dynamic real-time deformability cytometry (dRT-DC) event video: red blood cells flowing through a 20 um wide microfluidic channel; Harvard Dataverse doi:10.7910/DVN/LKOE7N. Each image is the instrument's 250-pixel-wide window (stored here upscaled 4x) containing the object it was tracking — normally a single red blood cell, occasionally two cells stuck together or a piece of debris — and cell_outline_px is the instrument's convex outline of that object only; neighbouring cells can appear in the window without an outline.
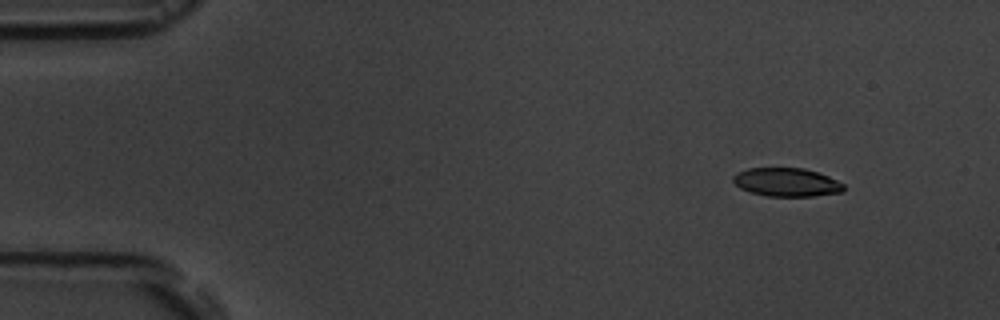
{"species": "common noctule bat (a hibernating species)", "species_latin": "Nyctalus noctula", "temperature_condition": "room temperature", "stored_images_in_passage": 5, "camera_frame_rate_fps": 3000, "um_per_image_px": 0.085, "animal": {"sex": "male", "body_mass_g": 19.5, "forearm_length_mm": 54.6}, "frame": {"image": 1, "passage_image": 1, "time_ms": 0.0, "image_size_px": [1000, 320], "cell_outline_px": [[844, 192], [812, 196], [768, 196], [752, 192], [740, 188], [732, 180], [732, 176], [736, 172], [748, 168], [804, 168], [828, 176], [844, 184]], "centroid_in_image_um": [66.85, 15.48], "position_along_channel_um": 18.1, "area_um2": 18.32}}
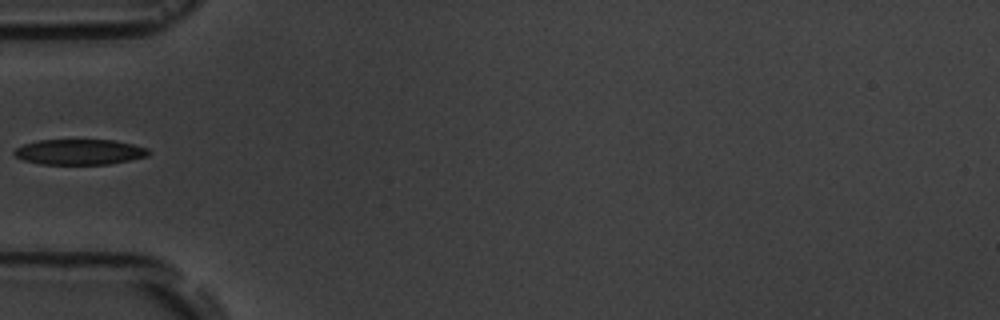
{"frame": {"image": 2, "passage_image": 4, "time_ms": 4.333, "image_size_px": [1000, 320], "cell_outline_px": [[148, 156], [108, 164], [40, 164], [24, 160], [16, 156], [12, 152], [16, 148], [24, 144], [36, 140], [112, 140], [132, 144], [148, 148]], "centroid_in_image_um": [6.72, 12.91], "position_along_channel_um": 78.3, "area_um2": 19.77}}
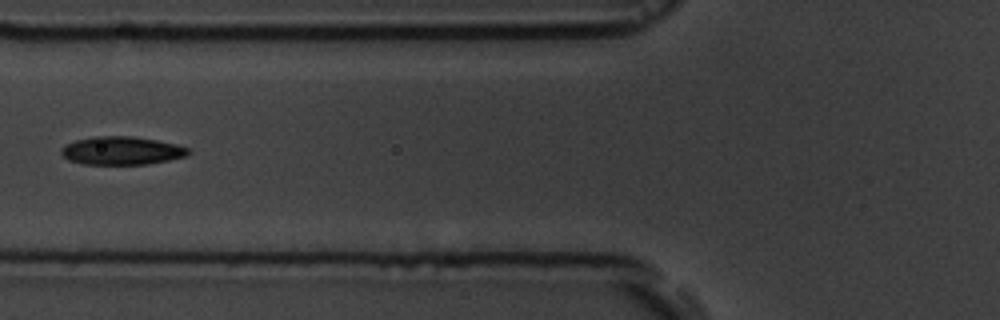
{"frame": {"image": 3, "passage_image": 5, "time_ms": 5.333, "image_size_px": [1000, 320], "cell_outline_px": [[192, 152], [184, 156], [168, 160], [148, 164], [84, 164], [68, 160], [60, 152], [60, 148], [64, 144], [76, 140], [96, 136], [132, 136], [156, 140], [176, 144], [188, 148]], "centroid_in_image_um": [10.31, 12.8], "position_along_channel_um": 115.5, "area_um2": 20.87}}